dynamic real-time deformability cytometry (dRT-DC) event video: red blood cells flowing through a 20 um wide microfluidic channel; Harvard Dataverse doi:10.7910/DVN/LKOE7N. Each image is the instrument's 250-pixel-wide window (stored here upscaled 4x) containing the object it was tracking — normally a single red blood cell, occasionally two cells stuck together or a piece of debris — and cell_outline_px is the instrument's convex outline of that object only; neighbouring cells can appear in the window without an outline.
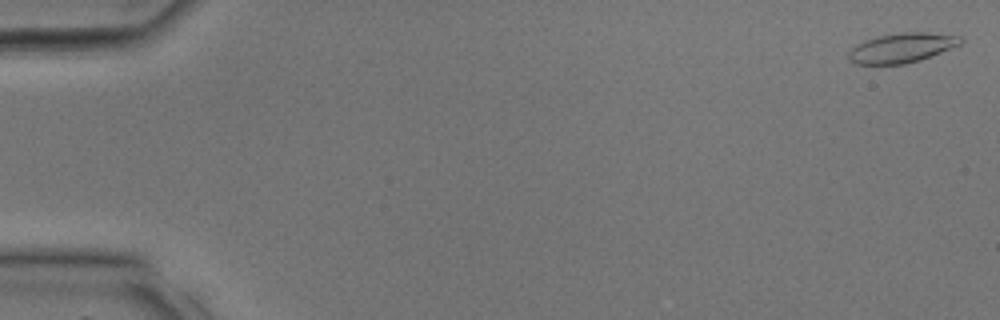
{"species": "common noctule bat (a hibernating species)", "species_latin": "Nyctalus noctula", "temperature_condition": "room temperature", "stored_images_in_passage": 9, "camera_frame_rate_fps": 3000, "um_per_image_px": 0.085, "animal": {"sex": "male", "body_mass_g": 17.9, "forearm_length_mm": 54.2}, "frame": {"image": 1, "passage_image": 1, "time_ms": 0.0, "image_size_px": [1000, 320], "cell_outline_px": [[964, 40], [960, 44], [920, 60], [904, 64], [856, 64], [848, 60], [848, 52], [856, 44], [864, 40], [880, 36], [904, 32], [928, 32], [960, 36]], "centroid_in_image_um": [76.62, 4.07], "position_along_channel_um": 8.4, "area_um2": 19.19}}